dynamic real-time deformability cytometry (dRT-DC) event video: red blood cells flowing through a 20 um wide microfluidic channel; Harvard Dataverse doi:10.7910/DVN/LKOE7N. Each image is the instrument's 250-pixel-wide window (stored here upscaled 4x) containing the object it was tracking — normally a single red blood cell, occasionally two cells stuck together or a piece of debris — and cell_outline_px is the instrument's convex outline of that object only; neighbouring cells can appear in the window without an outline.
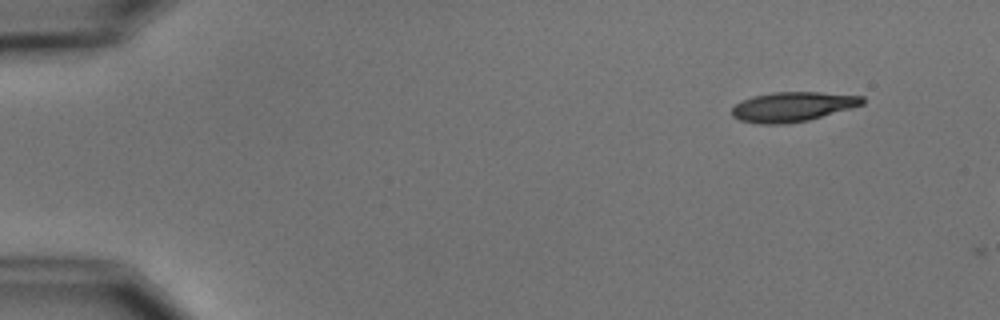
{"species": "common noctule bat (a hibernating species)", "species_latin": "Nyctalus noctula", "temperature_condition": "cold", "stored_images_in_passage": 3, "camera_frame_rate_fps": 3000, "um_per_image_px": 0.085, "animal": {"sex": "male", "body_mass_g": 15.6}, "frame": {"image": 1, "passage_image": 1, "time_ms": 0.0, "image_size_px": [1000, 320], "cell_outline_px": [[864, 104], [852, 108], [808, 120], [788, 124], [760, 124], [740, 120], [732, 116], [732, 108], [736, 104], [752, 96], [772, 92], [820, 92], [864, 96]], "centroid_in_image_um": [67.38, 9.07], "position_along_channel_um": 17.6, "area_um2": 22.6}}